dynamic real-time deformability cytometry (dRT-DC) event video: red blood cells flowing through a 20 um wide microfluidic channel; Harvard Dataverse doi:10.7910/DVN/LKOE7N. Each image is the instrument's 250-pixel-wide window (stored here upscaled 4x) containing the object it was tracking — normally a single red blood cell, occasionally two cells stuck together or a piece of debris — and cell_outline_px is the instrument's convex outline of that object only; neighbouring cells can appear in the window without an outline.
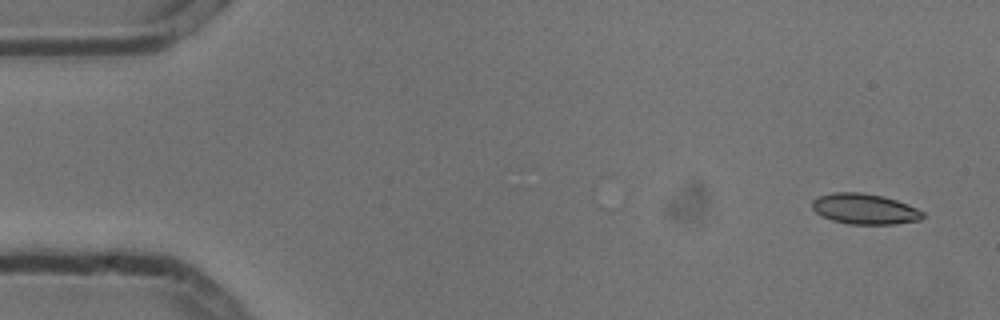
{"species": "common noctule bat (a hibernating species)", "species_latin": "Nyctalus noctula", "temperature_condition": "cold", "stored_images_in_passage": 6, "camera_frame_rate_fps": 3000, "um_per_image_px": 0.085, "animal": {"sex": "male", "body_mass_g": 13.3}, "frame": {"image": 1, "passage_image": 1, "time_ms": 0.0, "image_size_px": [1000, 320], "cell_outline_px": [[924, 216], [920, 220], [896, 224], [848, 224], [832, 220], [820, 216], [812, 208], [812, 200], [820, 196], [832, 192], [860, 192], [884, 196], [908, 204], [924, 212]], "centroid_in_image_um": [73.49, 17.76], "position_along_channel_um": 11.5, "area_um2": 19.83}}
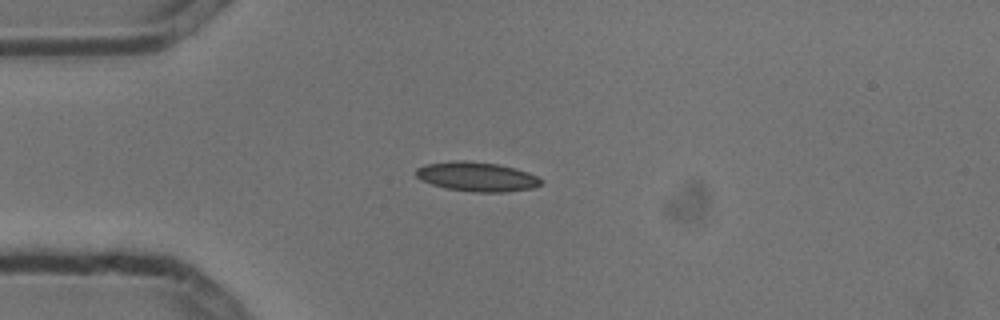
{"frame": {"image": 2, "passage_image": 4, "time_ms": 1.0, "image_size_px": [1000, 320], "cell_outline_px": [[544, 180], [540, 184], [532, 188], [504, 192], [476, 192], [448, 188], [432, 184], [420, 180], [416, 176], [416, 168], [424, 164], [452, 160], [464, 160], [500, 164], [516, 168], [528, 172]], "centroid_in_image_um": [40.52, 15.0], "position_along_channel_um": 44.5, "area_um2": 21.5}}